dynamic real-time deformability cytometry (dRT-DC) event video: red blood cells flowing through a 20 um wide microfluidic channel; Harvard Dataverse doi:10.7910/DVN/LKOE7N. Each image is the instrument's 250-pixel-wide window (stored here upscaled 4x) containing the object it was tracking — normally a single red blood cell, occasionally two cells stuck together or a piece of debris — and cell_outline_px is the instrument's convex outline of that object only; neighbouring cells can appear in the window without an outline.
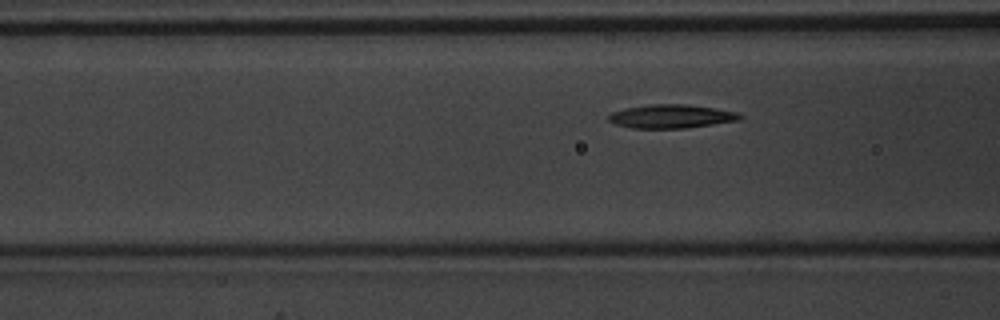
{"species": "common noctule bat (a hibernating species)", "species_latin": "Nyctalus noctula", "temperature_condition": "warm", "stored_images_in_passage": 5, "camera_frame_rate_fps": 3000, "um_per_image_px": 0.085, "animal": {"sex": "male", "body_mass_g": 20.1, "forearm_length_mm": 53.5}, "frame": {"image": 1, "passage_image": 5, "time_ms": 1.333, "image_size_px": [1000, 320], "cell_outline_px": [[744, 116], [740, 120], [688, 128], [632, 128], [616, 124], [608, 120], [608, 116], [612, 112], [628, 108], [652, 104], [684, 104], [716, 108], [736, 112]], "centroid_in_image_um": [57.1, 9.89], "position_along_channel_um": 109.5, "area_um2": 17.98}}